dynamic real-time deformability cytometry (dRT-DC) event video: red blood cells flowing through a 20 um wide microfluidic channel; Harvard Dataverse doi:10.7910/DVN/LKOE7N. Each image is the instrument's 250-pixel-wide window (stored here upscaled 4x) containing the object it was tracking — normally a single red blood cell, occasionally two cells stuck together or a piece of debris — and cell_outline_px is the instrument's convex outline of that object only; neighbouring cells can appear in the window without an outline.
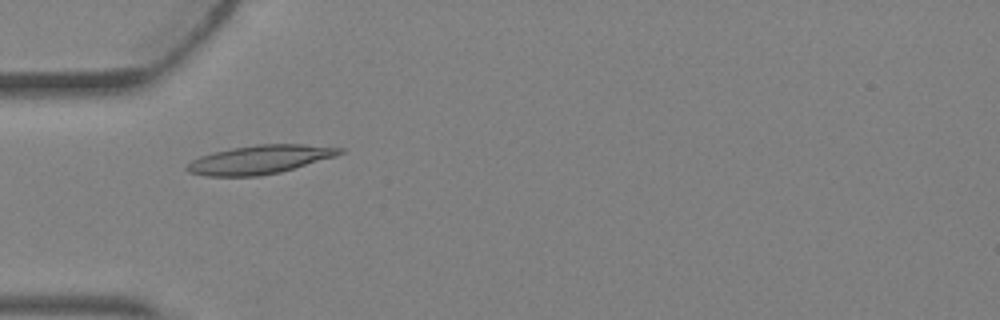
{"species": "Egyptian fruit bat (a non-hibernating species)", "species_latin": "Rousettus aegyptiacus", "temperature_condition": "warm", "stored_images_in_passage": 3, "camera_frame_rate_fps": 3000, "um_per_image_px": 0.085, "animal": {"sex": "female"}, "frame": {"image": 1, "passage_image": 3, "time_ms": 0.667, "image_size_px": [1000, 320], "cell_outline_px": [[344, 152], [336, 156], [280, 172], [260, 176], [208, 176], [188, 172], [184, 168], [192, 160], [200, 156], [232, 148], [256, 144], [304, 144], [344, 148]], "centroid_in_image_um": [22.1, 13.56], "position_along_channel_um": 62.9, "area_um2": 25.37}}